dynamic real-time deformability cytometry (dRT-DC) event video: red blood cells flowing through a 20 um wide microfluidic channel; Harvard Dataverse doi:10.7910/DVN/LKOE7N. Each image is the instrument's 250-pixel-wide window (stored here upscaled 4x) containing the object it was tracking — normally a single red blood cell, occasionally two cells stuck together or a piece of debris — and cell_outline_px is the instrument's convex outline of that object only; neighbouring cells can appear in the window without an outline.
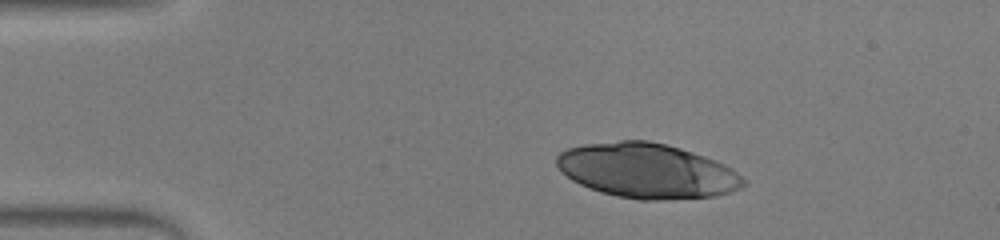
{"species": "human", "species_latin": "Homo sapiens", "temperature_condition": "warm", "stored_images_in_passage": 43, "camera_frame_rate_fps": 3000, "um_per_image_px": 0.085, "donor": {"sex": "male"}, "frame": {"image": 1, "passage_image": 1, "time_ms": 0.0, "image_size_px": [1000, 240], "cell_outline_px": [[748, 184], [732, 192], [716, 196], [664, 200], [640, 200], [616, 196], [600, 192], [580, 184], [572, 180], [560, 172], [556, 164], [556, 156], [560, 152], [568, 148], [584, 144], [620, 140], [648, 140], [680, 148], [716, 160], [732, 168], [748, 180]], "centroid_in_image_um": [55.02, 14.52], "position_along_channel_um": 30.0, "area_um2": 60.11}}